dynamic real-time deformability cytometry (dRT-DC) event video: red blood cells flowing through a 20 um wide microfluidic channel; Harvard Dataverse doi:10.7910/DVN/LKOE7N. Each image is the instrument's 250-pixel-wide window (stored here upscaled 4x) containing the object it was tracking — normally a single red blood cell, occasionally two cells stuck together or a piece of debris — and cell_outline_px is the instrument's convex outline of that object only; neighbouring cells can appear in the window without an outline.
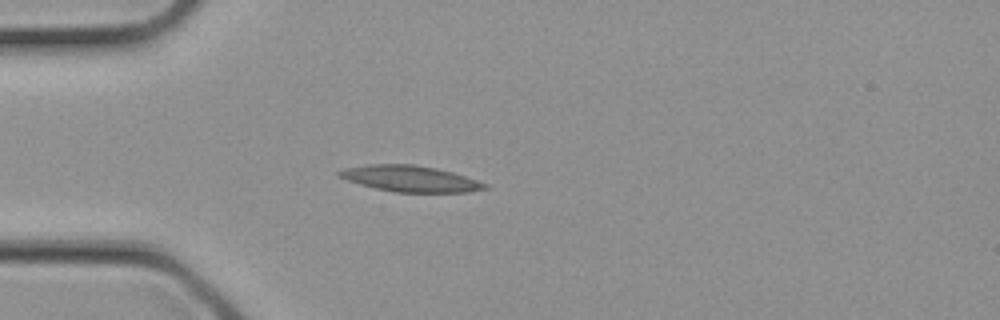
{"species": "common noctule bat (a hibernating species)", "species_latin": "Nyctalus noctula", "temperature_condition": "cold", "stored_images_in_passage": 1, "camera_frame_rate_fps": 3000, "um_per_image_px": 0.085, "animal": {"sex": "female", "body_mass_g": 21.9}, "frame": {"image": 1, "passage_image": 1, "time_ms": 0.0, "image_size_px": [1000, 320], "cell_outline_px": [[488, 188], [468, 192], [392, 192], [360, 184], [348, 180], [340, 176], [336, 172], [344, 168], [368, 164], [416, 164], [436, 168], [452, 172], [488, 184]], "centroid_in_image_um": [34.87, 15.18], "position_along_channel_um": 50.1, "area_um2": 22.02}}